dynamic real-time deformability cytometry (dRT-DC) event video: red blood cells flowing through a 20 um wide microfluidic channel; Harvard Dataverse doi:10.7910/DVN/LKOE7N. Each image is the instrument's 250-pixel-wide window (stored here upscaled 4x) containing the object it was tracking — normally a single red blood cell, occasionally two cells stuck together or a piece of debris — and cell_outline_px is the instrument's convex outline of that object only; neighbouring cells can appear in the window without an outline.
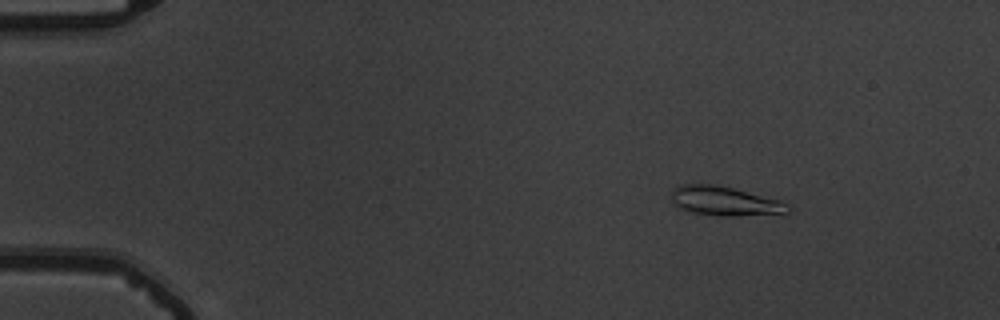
{"species": "common noctule bat (a hibernating species)", "species_latin": "Nyctalus noctula", "temperature_condition": "warm", "stored_images_in_passage": 54, "camera_frame_rate_fps": 3000, "um_per_image_px": 0.085, "animal": {"sex": "male", "body_mass_g": 19.5, "forearm_length_mm": 54.6}, "frame": {"image": 1, "passage_image": 8, "time_ms": 2.333, "image_size_px": [1000, 320], "cell_outline_px": [[792, 212], [736, 216], [720, 216], [692, 212], [680, 208], [672, 200], [672, 192], [680, 184], [716, 184], [780, 200], [788, 204], [792, 208]], "centroid_in_image_um": [61.64, 17.09], "position_along_channel_um": 23.4, "area_um2": 19.71}}
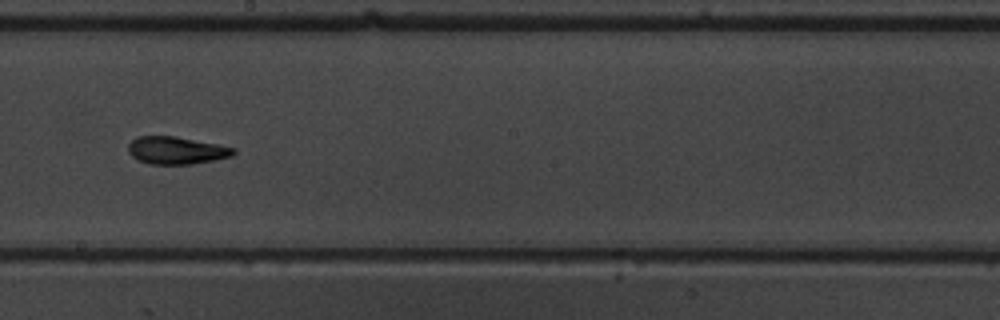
{"frame": {"image": 2, "passage_image": 32, "time_ms": 10.333, "image_size_px": [1000, 320], "cell_outline_px": [[236, 152], [232, 156], [192, 164], [148, 164], [132, 156], [128, 152], [128, 144], [136, 136], [176, 136], [236, 148]], "centroid_in_image_um": [14.97, 12.78], "position_along_channel_um": 233.2, "area_um2": 16.82}}
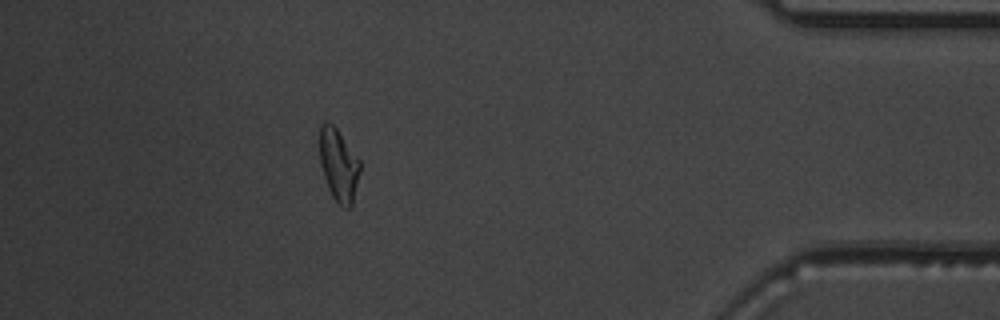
{"frame": {"image": 3, "passage_image": 49, "time_ms": 16.0, "image_size_px": [1000, 320], "cell_outline_px": [[360, 172], [352, 204], [348, 208], [344, 208], [332, 196], [328, 188], [320, 164], [320, 124], [324, 120], [332, 124], [336, 128], [360, 160]], "centroid_in_image_um": [28.78, 14.01], "position_along_channel_um": 406.4, "area_um2": 16.88}, "authors_computed_cell_mechanics": {"area_um2": 17.0221, "velocity_mm_per_s": 3.789, "shape_relaxation_time_tau1_ms": 7.8207, "shape_relaxation_time_tau2_ms": 1.9822, "deformation_change_tau1": 0.2428, "deformation_change_tau2": 0.0807}}